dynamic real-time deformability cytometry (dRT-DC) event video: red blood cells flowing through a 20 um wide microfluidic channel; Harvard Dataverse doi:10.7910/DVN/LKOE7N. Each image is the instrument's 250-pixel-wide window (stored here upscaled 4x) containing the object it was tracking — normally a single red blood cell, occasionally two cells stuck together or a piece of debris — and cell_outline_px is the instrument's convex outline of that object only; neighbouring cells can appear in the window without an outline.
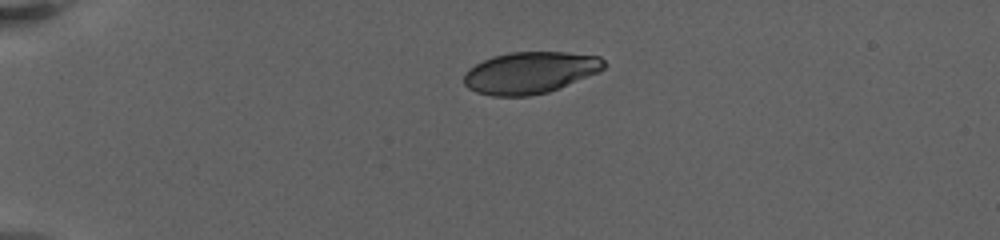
{"species": "human", "species_latin": "Homo sapiens", "temperature_condition": "warm", "stored_images_in_passage": 63, "camera_frame_rate_fps": 3000, "um_per_image_px": 0.085, "donor": {"sex": "female"}, "frame": {"image": 1, "passage_image": 1, "time_ms": 0.0, "image_size_px": [1000, 240], "cell_outline_px": [[608, 64], [600, 72], [548, 92], [528, 96], [492, 96], [476, 92], [468, 88], [464, 84], [464, 76], [468, 68], [492, 56], [508, 52], [568, 52], [600, 56]], "centroid_in_image_um": [45.08, 6.17], "position_along_channel_um": 39.9, "area_um2": 34.28}}
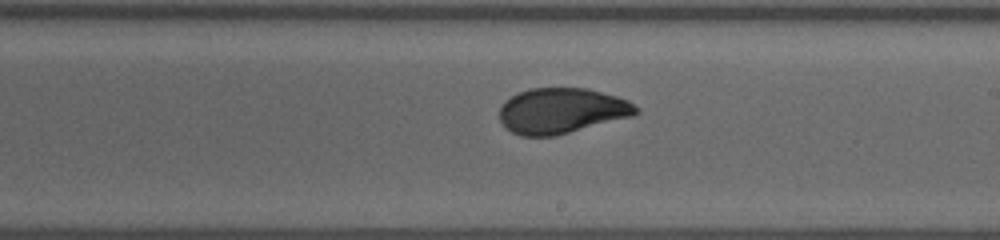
{"frame": {"image": 2, "passage_image": 30, "time_ms": 8.0, "image_size_px": [1000, 240], "cell_outline_px": [[640, 112], [632, 116], [552, 136], [520, 136], [512, 132], [500, 120], [500, 108], [504, 100], [516, 92], [528, 88], [588, 88], [616, 96], [628, 100], [640, 108]], "centroid_in_image_um": [47.73, 9.39], "position_along_channel_um": 241.3, "area_um2": 36.13}}
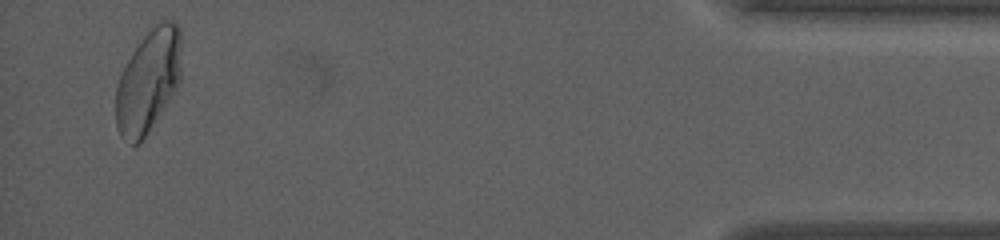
{"frame": {"image": 3, "passage_image": 60, "time_ms": 15.667, "image_size_px": [1000, 240], "cell_outline_px": [[180, 80], [176, 88], [144, 136], [136, 144], [132, 144], [120, 136], [116, 128], [116, 88], [120, 76], [132, 52], [144, 36], [164, 16], [172, 20], [180, 28]], "centroid_in_image_um": [12.6, 6.83], "position_along_channel_um": 422.6, "area_um2": 38.61}, "authors_computed_cell_mechanics": {"area_um2": 36.2984, "velocity_mm_per_s": 3.2273, "shape_relaxation_time_tau1_ms": 5.2745, "shape_relaxation_time_tau2_ms": null, "deformation_change_tau1": 0.1642, "deformation_change_tau2": null}}